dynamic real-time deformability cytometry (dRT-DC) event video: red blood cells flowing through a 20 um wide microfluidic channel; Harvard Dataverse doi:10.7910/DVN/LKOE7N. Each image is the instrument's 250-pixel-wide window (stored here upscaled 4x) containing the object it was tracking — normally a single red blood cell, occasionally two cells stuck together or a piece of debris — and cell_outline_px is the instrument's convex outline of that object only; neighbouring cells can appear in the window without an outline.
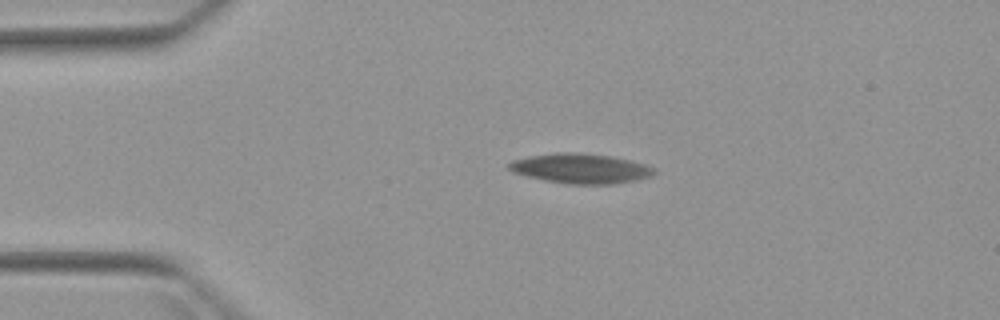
{"species": "Egyptian fruit bat (a non-hibernating species)", "species_latin": "Rousettus aegyptiacus", "temperature_condition": "warm", "stored_images_in_passage": 3, "camera_frame_rate_fps": 3000, "um_per_image_px": 0.085, "animal": {"sex": "female"}, "frame": {"image": 1, "passage_image": 1, "time_ms": 0.0, "image_size_px": [1000, 320], "cell_outline_px": [[656, 172], [652, 176], [636, 180], [612, 184], [568, 184], [544, 180], [512, 172], [508, 168], [508, 164], [512, 160], [528, 156], [556, 152], [572, 152], [612, 156], [648, 164], [656, 168]], "centroid_in_image_um": [49.38, 14.32], "position_along_channel_um": 35.6, "area_um2": 25.43}}
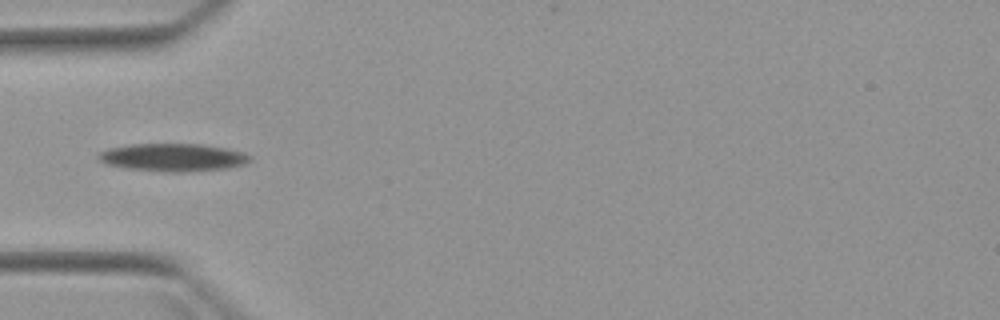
{"frame": {"image": 2, "passage_image": 3, "time_ms": 2.0, "image_size_px": [1000, 320], "cell_outline_px": [[252, 160], [244, 164], [228, 168], [180, 172], [168, 172], [124, 168], [108, 164], [100, 160], [96, 156], [100, 152], [108, 148], [128, 144], [200, 144], [228, 148], [244, 152], [252, 156]], "centroid_in_image_um": [14.72, 13.37], "position_along_channel_um": 70.3, "area_um2": 24.68}}